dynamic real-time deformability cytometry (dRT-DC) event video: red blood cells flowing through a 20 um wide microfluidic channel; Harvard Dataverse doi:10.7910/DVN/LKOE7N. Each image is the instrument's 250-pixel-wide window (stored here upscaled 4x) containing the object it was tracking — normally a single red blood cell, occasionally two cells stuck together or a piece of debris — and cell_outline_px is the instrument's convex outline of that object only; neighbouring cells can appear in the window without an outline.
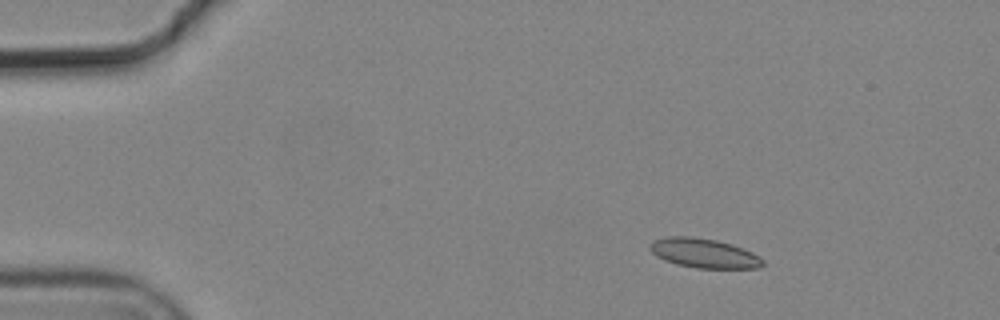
{"species": "common noctule bat (a hibernating species)", "species_latin": "Nyctalus noctula", "temperature_condition": "cold", "stored_images_in_passage": 6, "camera_frame_rate_fps": 3000, "um_per_image_px": 0.085, "animal": {"sex": "male", "body_mass_g": 19.2, "forearm_length_mm": 51.8}, "frame": {"image": 1, "passage_image": 3, "time_ms": 0.667, "image_size_px": [1000, 320], "cell_outline_px": [[764, 264], [760, 268], [696, 268], [676, 264], [652, 252], [648, 248], [652, 240], [668, 236], [692, 236], [716, 240], [732, 244], [752, 252], [760, 256], [764, 260]], "centroid_in_image_um": [59.87, 21.51], "position_along_channel_um": 25.1, "area_um2": 19.31}}
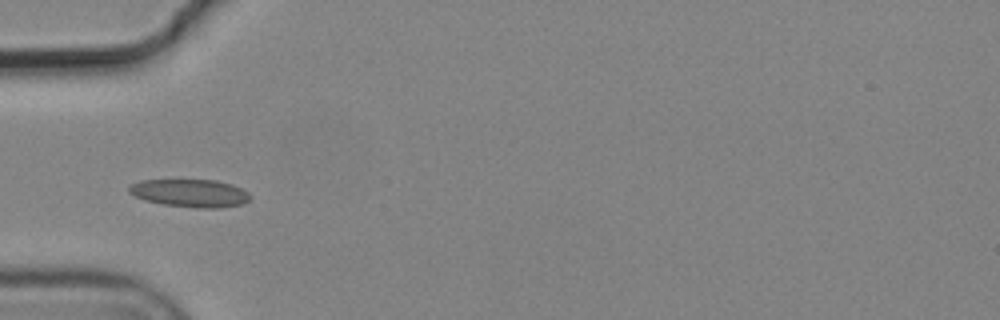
{"frame": {"image": 2, "passage_image": 6, "time_ms": 1.667, "image_size_px": [1000, 320], "cell_outline_px": [[252, 196], [248, 200], [240, 204], [220, 208], [200, 208], [164, 204], [144, 200], [128, 192], [128, 188], [132, 184], [140, 180], [216, 180], [232, 184], [248, 192]], "centroid_in_image_um": [16.16, 16.41], "position_along_channel_um": 68.8, "area_um2": 19.54}}